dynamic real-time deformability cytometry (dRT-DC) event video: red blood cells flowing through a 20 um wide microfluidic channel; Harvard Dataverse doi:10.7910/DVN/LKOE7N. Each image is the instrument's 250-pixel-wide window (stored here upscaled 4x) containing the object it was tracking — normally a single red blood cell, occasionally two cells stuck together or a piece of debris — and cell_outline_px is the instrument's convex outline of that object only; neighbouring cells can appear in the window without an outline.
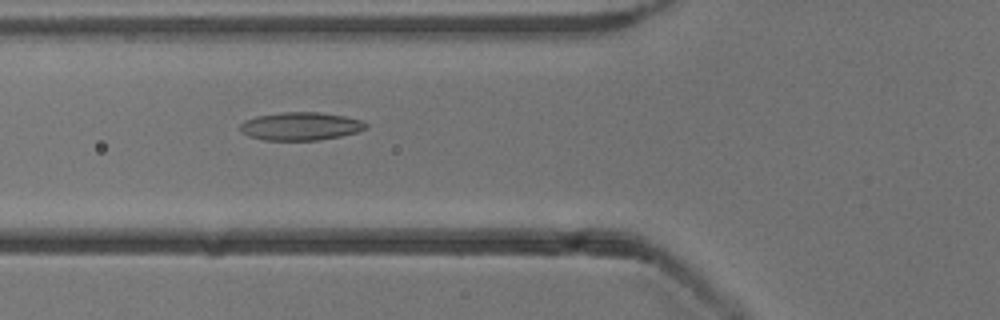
{"species": "common noctule bat (a hibernating species)", "species_latin": "Nyctalus noctula", "temperature_condition": "cold", "stored_images_in_passage": 48, "camera_frame_rate_fps": 3000, "um_per_image_px": 0.085, "animal": {"sex": "male", "body_mass_g": 13.3}, "frame": {"image": 1, "passage_image": 15, "time_ms": 4.667, "image_size_px": [1000, 320], "cell_outline_px": [[368, 128], [360, 132], [320, 140], [264, 140], [248, 136], [240, 132], [240, 124], [244, 120], [256, 116], [280, 112], [320, 112], [344, 116], [364, 120], [368, 124]], "centroid_in_image_um": [25.58, 10.73], "position_along_channel_um": 100.2, "area_um2": 20.92}}
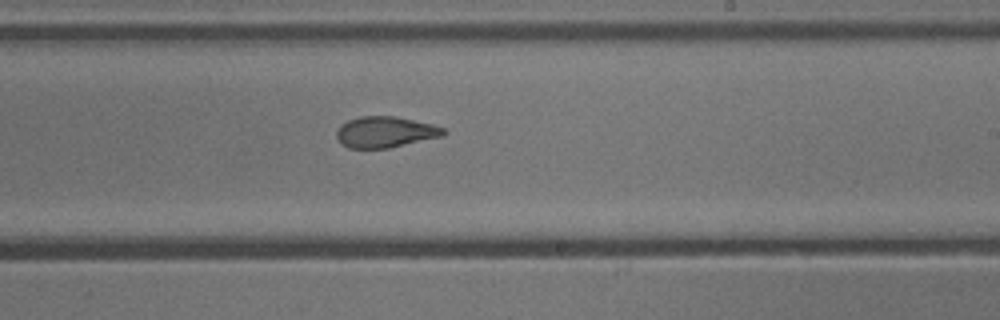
{"frame": {"image": 2, "passage_image": 27, "time_ms": 8.667, "image_size_px": [1000, 320], "cell_outline_px": [[448, 132], [444, 136], [388, 148], [348, 148], [340, 144], [336, 136], [336, 132], [340, 124], [348, 120], [360, 116], [396, 116], [432, 124], [444, 128]], "centroid_in_image_um": [32.74, 11.22], "position_along_channel_um": 256.3, "area_um2": 19.54}}
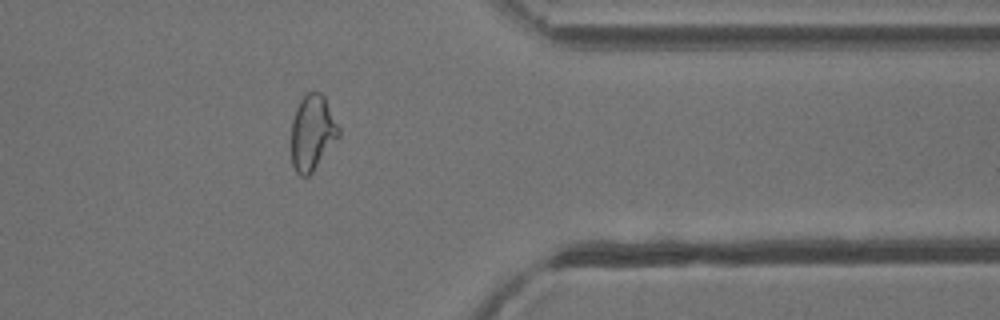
{"frame": {"image": 3, "passage_image": 38, "time_ms": 12.333, "image_size_px": [1000, 320], "cell_outline_px": [[340, 136], [312, 172], [308, 176], [300, 176], [296, 172], [292, 164], [292, 120], [296, 108], [304, 92], [320, 92], [324, 96], [340, 128]], "centroid_in_image_um": [26.55, 11.26], "position_along_channel_um": 384.8, "area_um2": 20.87}, "authors_computed_cell_mechanics": {"area_um2": 20.9525, "velocity_mm_per_s": 3.8827, "shape_relaxation_time_tau1_ms": 9.6173, "shape_relaxation_time_tau2_ms": 2.8996, "deformation_change_tau1": 0.2319, "deformation_change_tau2": 0.0832}}